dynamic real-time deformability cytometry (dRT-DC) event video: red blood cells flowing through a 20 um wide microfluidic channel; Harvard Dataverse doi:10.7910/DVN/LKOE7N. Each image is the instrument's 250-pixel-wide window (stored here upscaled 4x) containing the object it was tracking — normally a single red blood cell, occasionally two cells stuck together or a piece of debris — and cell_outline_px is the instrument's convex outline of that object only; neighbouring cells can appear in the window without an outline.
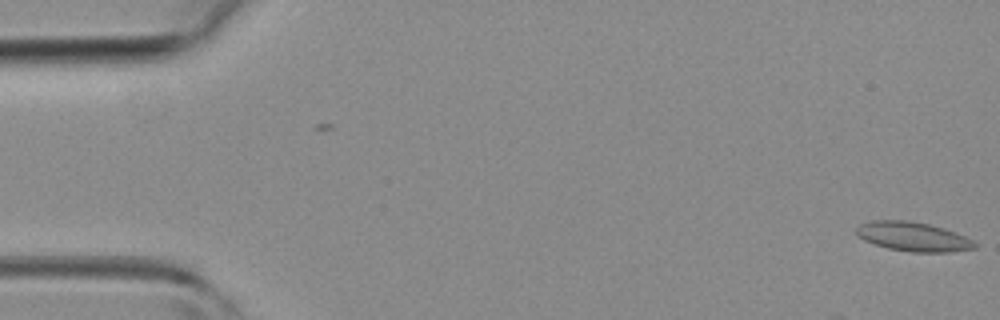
{"species": "common noctule bat (a hibernating species)", "species_latin": "Nyctalus noctula", "temperature_condition": "room temperature", "stored_images_in_passage": 2, "camera_frame_rate_fps": 3000, "um_per_image_px": 0.085, "animal": {"sex": "female", "body_mass_g": 19.3, "forearm_length_mm": 54.1}, "frame": {"image": 1, "passage_image": 2, "time_ms": 0.333, "image_size_px": [1000, 320], "cell_outline_px": [[976, 248], [948, 252], [912, 252], [888, 248], [864, 240], [856, 232], [856, 228], [860, 224], [872, 220], [908, 220], [928, 224], [944, 228], [956, 232], [972, 240], [976, 244]], "centroid_in_image_um": [77.62, 20.11], "position_along_channel_um": 7.4, "area_um2": 20.0}}